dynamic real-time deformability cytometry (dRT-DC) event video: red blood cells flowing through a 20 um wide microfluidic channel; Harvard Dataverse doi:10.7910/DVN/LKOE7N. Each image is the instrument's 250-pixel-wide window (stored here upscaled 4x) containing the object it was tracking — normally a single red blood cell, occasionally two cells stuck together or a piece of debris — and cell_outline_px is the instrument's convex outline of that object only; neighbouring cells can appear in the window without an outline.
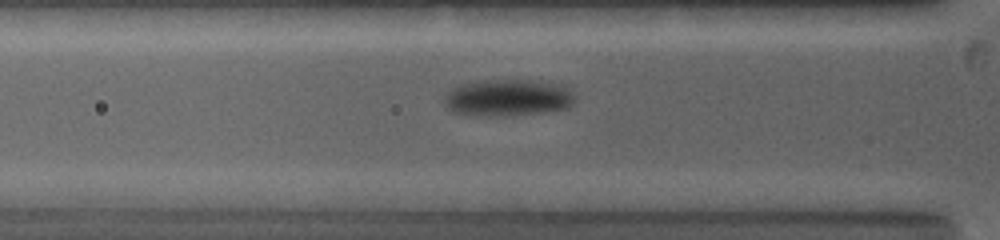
{"species": "common noctule bat (a hibernating species)", "species_latin": "Nyctalus noctula", "temperature_condition": "warm", "stored_images_in_passage": 26, "camera_frame_rate_fps": 5000, "um_per_image_px": 0.085, "animal": {"sex": "female", "body_mass_g": 19.0, "forearm_length_mm": 53.3}, "frame": {"image": 1, "passage_image": 11, "time_ms": 3.4, "image_size_px": [1000, 240], "cell_outline_px": [[576, 100], [568, 108], [544, 112], [516, 116], [476, 116], [452, 112], [444, 104], [444, 100], [448, 92], [452, 88], [460, 84], [476, 80], [532, 80], [564, 84], [576, 96]], "centroid_in_image_um": [43.19, 8.31], "position_along_channel_um": 82.6, "area_um2": 28.73}}
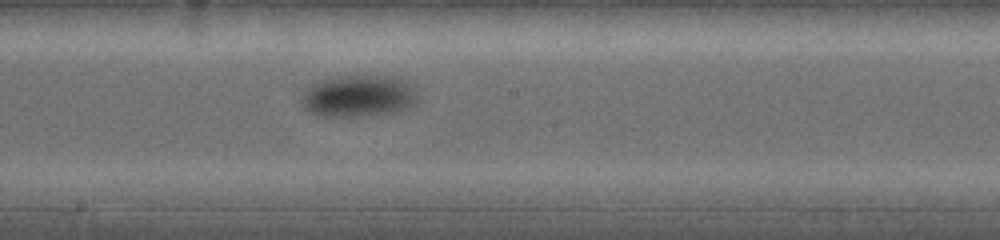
{"frame": {"image": 2, "passage_image": 22, "time_ms": 7.0, "image_size_px": [1000, 240], "cell_outline_px": [[416, 104], [400, 112], [360, 116], [316, 116], [308, 112], [304, 108], [300, 100], [304, 92], [312, 84], [320, 80], [340, 76], [392, 76], [416, 88]], "centroid_in_image_um": [30.46, 8.18], "position_along_channel_um": 217.7, "area_um2": 28.44}}
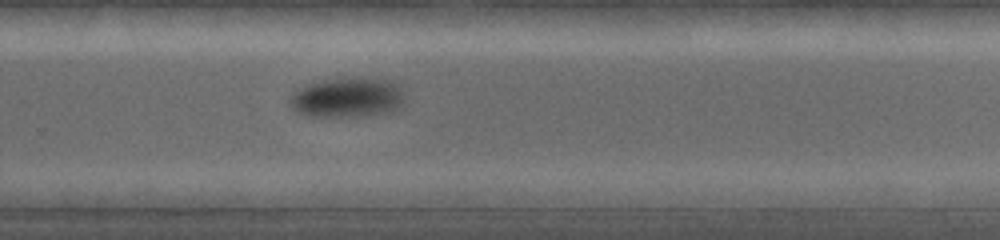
{"frame": {"image": 3, "passage_image": 26, "time_ms": 9.2, "image_size_px": [1000, 240], "cell_outline_px": [[404, 108], [392, 112], [368, 116], [308, 116], [296, 112], [288, 104], [292, 96], [300, 88], [308, 84], [324, 80], [376, 76], [392, 80], [404, 92]], "centroid_in_image_um": [29.63, 8.29], "position_along_channel_um": 300.2, "area_um2": 27.28}}